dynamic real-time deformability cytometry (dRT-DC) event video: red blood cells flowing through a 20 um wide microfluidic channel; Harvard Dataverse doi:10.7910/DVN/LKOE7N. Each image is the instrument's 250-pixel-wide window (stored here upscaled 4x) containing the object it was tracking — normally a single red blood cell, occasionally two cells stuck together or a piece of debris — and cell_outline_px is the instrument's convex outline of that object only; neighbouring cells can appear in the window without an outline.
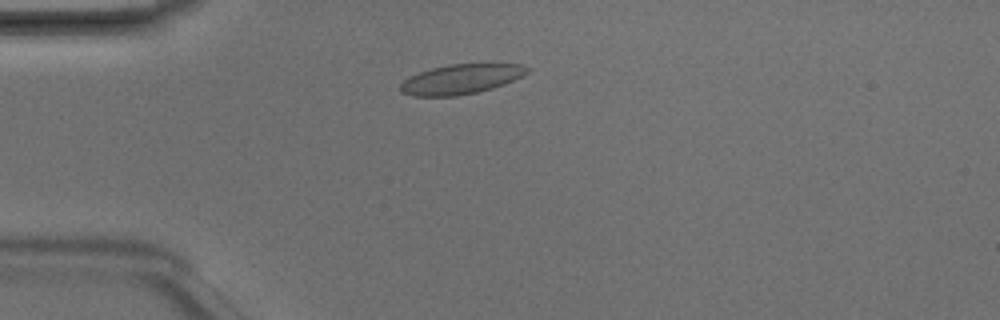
{"species": "Egyptian fruit bat (a non-hibernating species)", "species_latin": "Rousettus aegyptiacus", "temperature_condition": "room temperature", "stored_images_in_passage": 3, "camera_frame_rate_fps": 3000, "um_per_image_px": 0.085, "animal": {"sex": "male"}, "frame": {"image": 1, "passage_image": 2, "time_ms": 0.333, "image_size_px": [1000, 320], "cell_outline_px": [[532, 68], [528, 72], [504, 84], [492, 88], [476, 92], [456, 96], [412, 96], [400, 92], [400, 84], [404, 80], [420, 72], [432, 68], [448, 64], [520, 64]], "centroid_in_image_um": [39.17, 6.73], "position_along_channel_um": 45.8, "area_um2": 21.79}}